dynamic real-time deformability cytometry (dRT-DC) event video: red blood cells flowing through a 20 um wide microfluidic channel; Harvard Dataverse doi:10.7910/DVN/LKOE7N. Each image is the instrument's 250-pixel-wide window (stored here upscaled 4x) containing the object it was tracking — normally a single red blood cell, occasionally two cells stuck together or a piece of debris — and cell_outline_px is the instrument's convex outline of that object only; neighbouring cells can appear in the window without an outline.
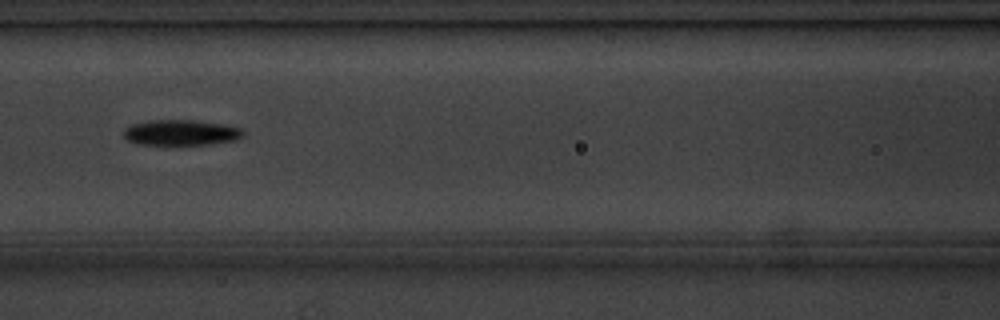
{"species": "common noctule bat (a hibernating species)", "species_latin": "Nyctalus noctula", "temperature_condition": "cold", "stored_images_in_passage": 9, "camera_frame_rate_fps": 3000, "um_per_image_px": 0.085, "animal": {"sex": "male", "body_mass_g": 20.1, "forearm_length_mm": 53.5}, "frame": {"image": 1, "passage_image": 4, "time_ms": 3.667, "image_size_px": [1000, 320], "cell_outline_px": [[244, 136], [236, 140], [212, 144], [140, 144], [128, 140], [124, 136], [124, 128], [132, 124], [148, 120], [196, 120], [220, 124], [240, 128], [244, 132]], "centroid_in_image_um": [15.39, 11.26], "position_along_channel_um": 151.2, "area_um2": 17.69}}
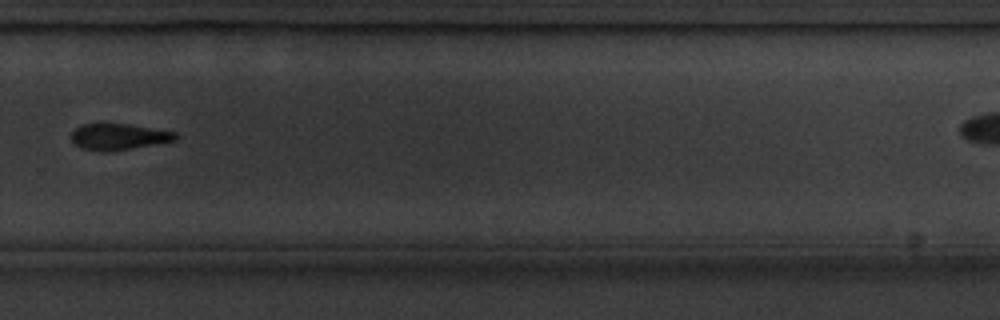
{"frame": {"image": 2, "passage_image": 8, "time_ms": 8.333, "image_size_px": [1000, 320], "cell_outline_px": [[180, 136], [176, 140], [128, 148], [84, 148], [76, 144], [72, 140], [72, 132], [80, 124], [128, 124], [176, 132]], "centroid_in_image_um": [10.15, 11.56], "position_along_channel_um": 319.7, "area_um2": 14.85}}